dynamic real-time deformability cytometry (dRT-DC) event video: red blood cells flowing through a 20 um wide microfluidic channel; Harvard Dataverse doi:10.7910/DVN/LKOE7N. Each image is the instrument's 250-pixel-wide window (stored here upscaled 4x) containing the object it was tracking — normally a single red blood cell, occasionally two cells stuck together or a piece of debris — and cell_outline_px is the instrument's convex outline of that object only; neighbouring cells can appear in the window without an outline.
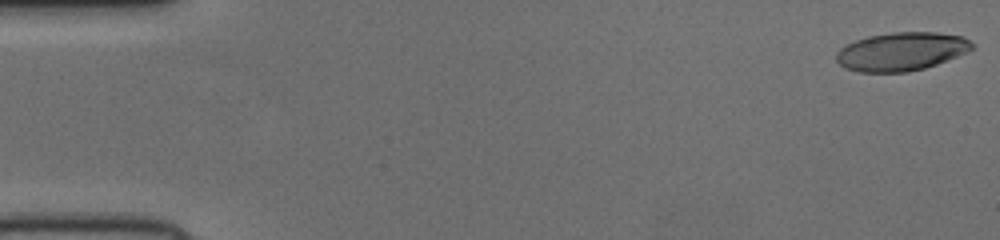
{"species": "human", "species_latin": "Homo sapiens", "temperature_condition": "cold", "stored_images_in_passage": 52, "camera_frame_rate_fps": 3000, "um_per_image_px": 0.085, "donor": {"sex": "female"}, "frame": {"image": 1, "passage_image": 1, "time_ms": 0.0, "image_size_px": [1000, 240], "cell_outline_px": [[976, 48], [968, 52], [936, 64], [924, 68], [908, 72], [860, 72], [844, 68], [836, 60], [836, 52], [840, 48], [856, 40], [868, 36], [892, 32], [936, 32], [964, 36]], "centroid_in_image_um": [76.63, 4.37], "position_along_channel_um": 8.4, "area_um2": 30.46}}
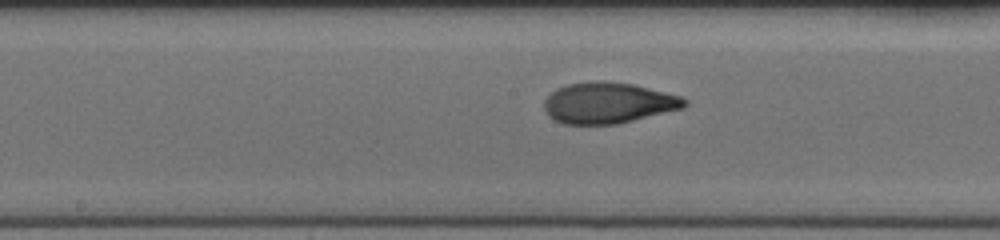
{"frame": {"image": 2, "passage_image": 27, "time_ms": 8.667, "image_size_px": [1000, 240], "cell_outline_px": [[688, 104], [684, 108], [616, 124], [564, 124], [548, 116], [544, 108], [544, 100], [556, 88], [568, 84], [592, 80], [604, 80], [632, 84], [680, 96], [688, 100]], "centroid_in_image_um": [51.68, 8.74], "position_along_channel_um": 196.5, "area_um2": 33.52}}
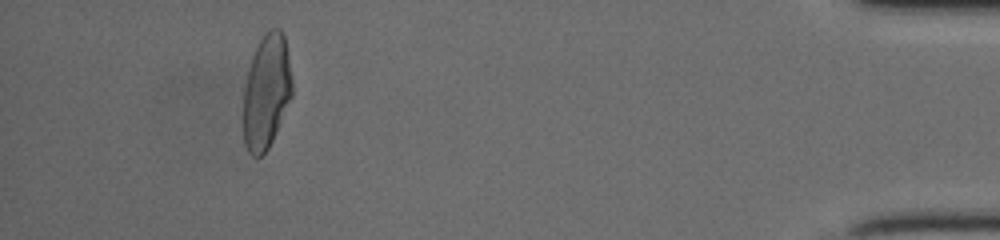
{"frame": {"image": 3, "passage_image": 48, "time_ms": 15.667, "image_size_px": [1000, 240], "cell_outline_px": [[292, 96], [272, 140], [268, 148], [260, 156], [252, 156], [248, 152], [244, 144], [244, 88], [252, 56], [256, 44], [264, 32], [272, 28], [280, 28], [284, 36], [288, 56], [292, 80]], "centroid_in_image_um": [22.64, 7.76], "position_along_channel_um": 412.6, "area_um2": 32.37}}